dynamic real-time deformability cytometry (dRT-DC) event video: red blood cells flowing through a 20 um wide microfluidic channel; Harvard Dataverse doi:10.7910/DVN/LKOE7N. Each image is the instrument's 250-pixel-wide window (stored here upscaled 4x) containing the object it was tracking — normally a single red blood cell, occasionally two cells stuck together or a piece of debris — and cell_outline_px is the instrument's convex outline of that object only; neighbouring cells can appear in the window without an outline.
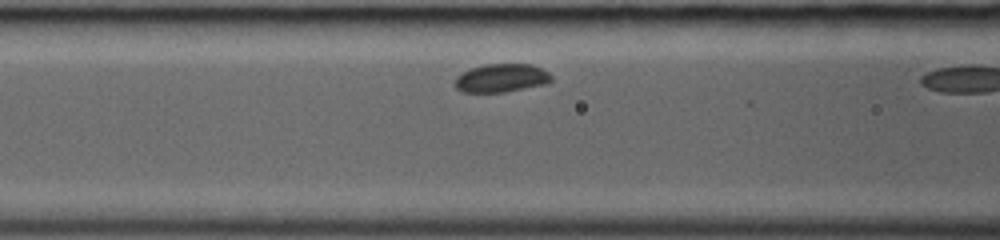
{"species": "common noctule bat (a hibernating species)", "species_latin": "Nyctalus noctula", "temperature_condition": "room temperature", "stored_images_in_passage": 7, "camera_frame_rate_fps": 3000, "um_per_image_px": 0.085, "animal": {"sex": "female", "body_mass_g": 19.0, "forearm_length_mm": 53.3}, "frame": {"image": 1, "passage_image": 6, "time_ms": 1.667, "image_size_px": [1000, 240], "cell_outline_px": [[552, 80], [548, 84], [504, 92], [464, 92], [456, 88], [456, 76], [472, 68], [484, 64], [532, 64], [548, 72], [552, 76]], "centroid_in_image_um": [42.66, 6.63], "position_along_channel_um": 123.9, "area_um2": 15.9}}